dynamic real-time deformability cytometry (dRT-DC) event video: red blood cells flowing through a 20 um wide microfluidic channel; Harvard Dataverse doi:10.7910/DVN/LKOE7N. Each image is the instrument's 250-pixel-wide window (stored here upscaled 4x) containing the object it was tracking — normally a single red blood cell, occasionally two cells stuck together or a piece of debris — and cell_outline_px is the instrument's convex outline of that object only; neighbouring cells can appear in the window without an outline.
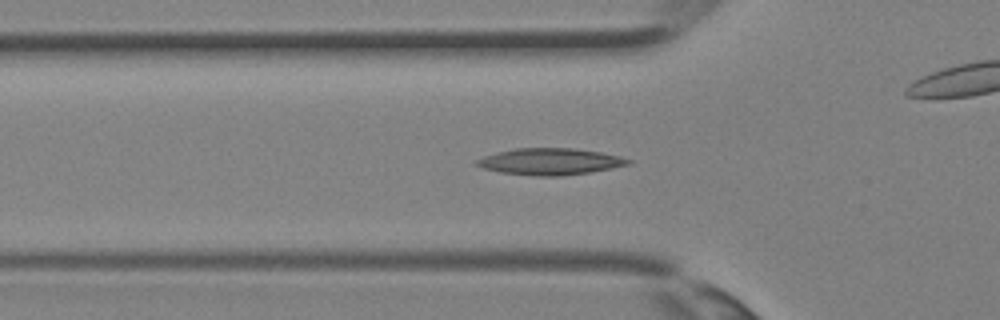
{"species": "Egyptian fruit bat (a non-hibernating species)", "species_latin": "Rousettus aegyptiacus", "temperature_condition": "room temperature", "stored_images_in_passage": 28, "camera_frame_rate_fps": 3000, "um_per_image_px": 0.085, "animal": {"sex": "female"}, "frame": {"image": 1, "passage_image": 4, "time_ms": 1.0, "image_size_px": [1000, 320], "cell_outline_px": [[632, 164], [612, 168], [588, 172], [560, 176], [536, 176], [500, 172], [484, 168], [472, 164], [476, 160], [484, 156], [516, 148], [572, 148], [600, 152], [620, 156], [632, 160]], "centroid_in_image_um": [46.77, 13.73], "position_along_channel_um": 79.0, "area_um2": 23.35}}
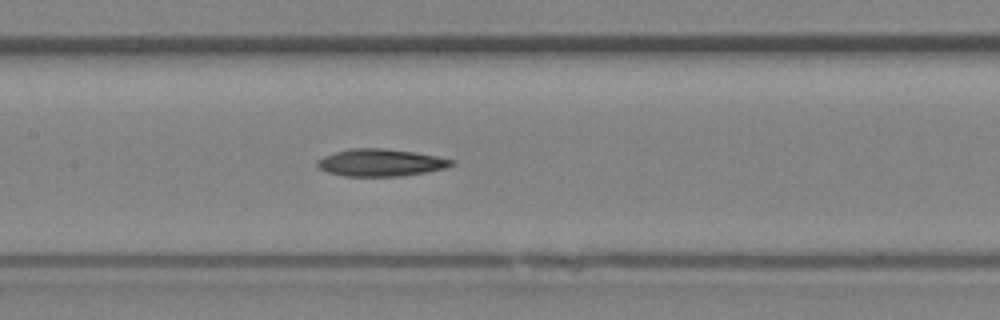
{"frame": {"image": 2, "passage_image": 9, "time_ms": 2.667, "image_size_px": [1000, 320], "cell_outline_px": [[456, 164], [444, 168], [424, 172], [400, 176], [344, 176], [328, 172], [320, 168], [316, 164], [316, 160], [324, 156], [348, 148], [384, 148], [412, 152], [436, 156], [456, 160]], "centroid_in_image_um": [32.35, 13.82], "position_along_channel_um": 175.1, "area_um2": 21.21}}
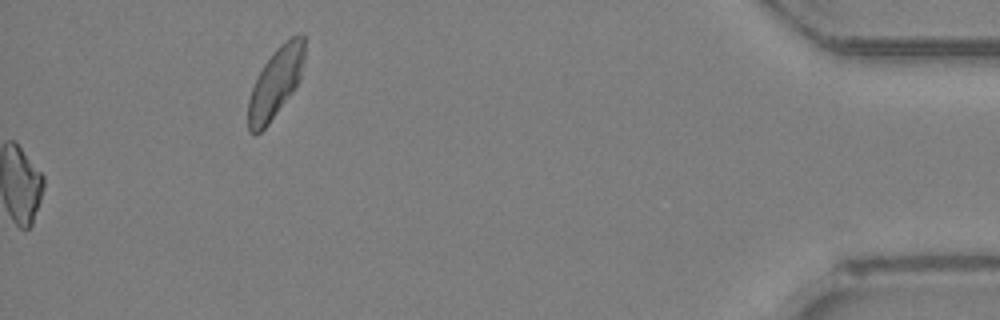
{"frame": {"image": 3, "passage_image": 28, "time_ms": 9.0, "image_size_px": [1000, 320], "cell_outline_px": [[304, 60], [300, 80], [292, 92], [268, 124], [260, 132], [248, 132], [248, 100], [256, 76], [264, 64], [276, 48], [284, 40], [300, 32], [304, 32]], "centroid_in_image_um": [23.44, 6.97], "position_along_channel_um": 411.8, "area_um2": 22.95}}